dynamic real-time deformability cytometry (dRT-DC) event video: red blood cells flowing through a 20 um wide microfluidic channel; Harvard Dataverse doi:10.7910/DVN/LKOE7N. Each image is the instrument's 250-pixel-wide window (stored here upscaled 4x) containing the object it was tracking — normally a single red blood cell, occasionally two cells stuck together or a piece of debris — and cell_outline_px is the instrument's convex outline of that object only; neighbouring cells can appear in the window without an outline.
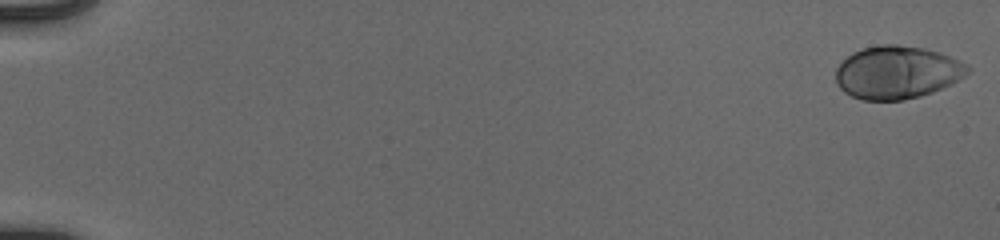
{"species": "human", "species_latin": "Homo sapiens", "temperature_condition": "cold", "stored_images_in_passage": 54, "camera_frame_rate_fps": 3000, "um_per_image_px": 0.085, "donor": {"sex": "male"}, "frame": {"image": 1, "passage_image": 1, "time_ms": 0.0, "image_size_px": [1000, 240], "cell_outline_px": [[972, 68], [964, 76], [952, 84], [932, 92], [920, 96], [904, 100], [860, 100], [844, 92], [836, 84], [836, 68], [852, 52], [864, 48], [880, 44], [896, 44], [924, 48], [940, 52], [960, 60], [968, 64]], "centroid_in_image_um": [76.27, 6.15], "position_along_channel_um": 8.7, "area_um2": 40.92}}
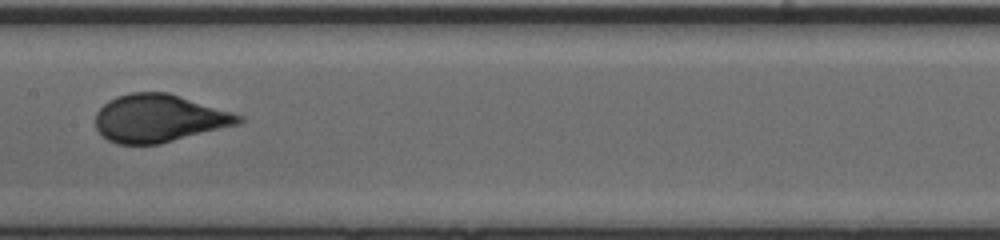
{"frame": {"image": 2, "passage_image": 30, "time_ms": 9.667, "image_size_px": [1000, 240], "cell_outline_px": [[244, 120], [240, 124], [160, 144], [116, 144], [108, 140], [96, 128], [96, 112], [108, 100], [116, 96], [132, 92], [168, 92], [232, 112], [244, 116]], "centroid_in_image_um": [13.53, 10.06], "position_along_channel_um": 193.9, "area_um2": 39.88}}
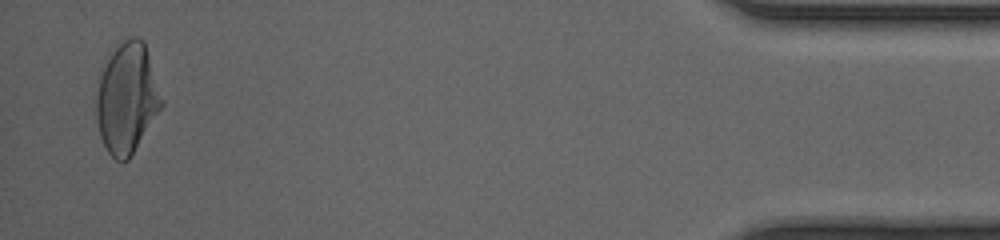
{"frame": {"image": 3, "passage_image": 53, "time_ms": 17.333, "image_size_px": [1000, 240], "cell_outline_px": [[164, 104], [128, 160], [116, 160], [108, 152], [100, 136], [96, 116], [96, 96], [100, 68], [104, 56], [124, 40], [132, 36], [136, 36], [144, 40], [164, 100]], "centroid_in_image_um": [10.78, 8.28], "position_along_channel_um": 424.4, "area_um2": 42.54}, "authors_computed_cell_mechanics": {"area_um2": 39.9109, "velocity_mm_per_s": 3.9381, "shape_relaxation_time_tau1_ms": 3.605, "shape_relaxation_time_tau2_ms": null, "deformation_change_tau1": 0.1906, "deformation_change_tau2": null}}